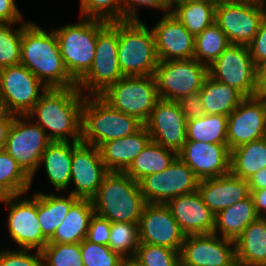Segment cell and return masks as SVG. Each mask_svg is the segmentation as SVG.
<instances>
[{"mask_svg": "<svg viewBox=\"0 0 266 266\" xmlns=\"http://www.w3.org/2000/svg\"><path fill=\"white\" fill-rule=\"evenodd\" d=\"M94 215L91 199H78L70 208L63 222L48 243H81L87 235L89 222Z\"/></svg>", "mask_w": 266, "mask_h": 266, "instance_id": "4316f807", "label": "cell"}, {"mask_svg": "<svg viewBox=\"0 0 266 266\" xmlns=\"http://www.w3.org/2000/svg\"><path fill=\"white\" fill-rule=\"evenodd\" d=\"M215 9L213 3L171 2L170 12L196 36L215 22Z\"/></svg>", "mask_w": 266, "mask_h": 266, "instance_id": "836d02e7", "label": "cell"}, {"mask_svg": "<svg viewBox=\"0 0 266 266\" xmlns=\"http://www.w3.org/2000/svg\"><path fill=\"white\" fill-rule=\"evenodd\" d=\"M257 95L266 96V59L256 64Z\"/></svg>", "mask_w": 266, "mask_h": 266, "instance_id": "816d5d0a", "label": "cell"}, {"mask_svg": "<svg viewBox=\"0 0 266 266\" xmlns=\"http://www.w3.org/2000/svg\"><path fill=\"white\" fill-rule=\"evenodd\" d=\"M139 242L181 251L185 234L172 216L169 207L161 203H146L138 223Z\"/></svg>", "mask_w": 266, "mask_h": 266, "instance_id": "ac0fdd59", "label": "cell"}, {"mask_svg": "<svg viewBox=\"0 0 266 266\" xmlns=\"http://www.w3.org/2000/svg\"><path fill=\"white\" fill-rule=\"evenodd\" d=\"M151 30L159 61L194 58L195 36L171 12L164 13Z\"/></svg>", "mask_w": 266, "mask_h": 266, "instance_id": "7402d4cb", "label": "cell"}, {"mask_svg": "<svg viewBox=\"0 0 266 266\" xmlns=\"http://www.w3.org/2000/svg\"><path fill=\"white\" fill-rule=\"evenodd\" d=\"M122 4V21L123 20H139L137 6L150 7L161 10L165 13L170 12L171 0H121Z\"/></svg>", "mask_w": 266, "mask_h": 266, "instance_id": "f6af8a7d", "label": "cell"}, {"mask_svg": "<svg viewBox=\"0 0 266 266\" xmlns=\"http://www.w3.org/2000/svg\"><path fill=\"white\" fill-rule=\"evenodd\" d=\"M241 0H212V3L215 6L221 5V4H228V3H235Z\"/></svg>", "mask_w": 266, "mask_h": 266, "instance_id": "9f6ffc18", "label": "cell"}, {"mask_svg": "<svg viewBox=\"0 0 266 266\" xmlns=\"http://www.w3.org/2000/svg\"><path fill=\"white\" fill-rule=\"evenodd\" d=\"M177 157V154L154 141H150L134 159L125 173L139 182L143 177L165 170Z\"/></svg>", "mask_w": 266, "mask_h": 266, "instance_id": "d6a6232c", "label": "cell"}, {"mask_svg": "<svg viewBox=\"0 0 266 266\" xmlns=\"http://www.w3.org/2000/svg\"><path fill=\"white\" fill-rule=\"evenodd\" d=\"M14 119V115L0 107V150L4 148L9 127Z\"/></svg>", "mask_w": 266, "mask_h": 266, "instance_id": "f907efd6", "label": "cell"}, {"mask_svg": "<svg viewBox=\"0 0 266 266\" xmlns=\"http://www.w3.org/2000/svg\"><path fill=\"white\" fill-rule=\"evenodd\" d=\"M84 99L77 87L48 88L26 116L38 124L51 141H81Z\"/></svg>", "mask_w": 266, "mask_h": 266, "instance_id": "6da1fadb", "label": "cell"}, {"mask_svg": "<svg viewBox=\"0 0 266 266\" xmlns=\"http://www.w3.org/2000/svg\"><path fill=\"white\" fill-rule=\"evenodd\" d=\"M122 77L118 63V21L109 22L97 34L93 63L77 88L82 94L86 90L89 96H99Z\"/></svg>", "mask_w": 266, "mask_h": 266, "instance_id": "ba28073f", "label": "cell"}, {"mask_svg": "<svg viewBox=\"0 0 266 266\" xmlns=\"http://www.w3.org/2000/svg\"><path fill=\"white\" fill-rule=\"evenodd\" d=\"M205 114L229 116L245 98L235 88L221 83L209 75L199 91Z\"/></svg>", "mask_w": 266, "mask_h": 266, "instance_id": "f546056e", "label": "cell"}, {"mask_svg": "<svg viewBox=\"0 0 266 266\" xmlns=\"http://www.w3.org/2000/svg\"><path fill=\"white\" fill-rule=\"evenodd\" d=\"M84 266H121L123 258L114 253L109 246L88 241L80 243Z\"/></svg>", "mask_w": 266, "mask_h": 266, "instance_id": "7bdbcfd3", "label": "cell"}, {"mask_svg": "<svg viewBox=\"0 0 266 266\" xmlns=\"http://www.w3.org/2000/svg\"><path fill=\"white\" fill-rule=\"evenodd\" d=\"M171 2H206V3H212V0H171Z\"/></svg>", "mask_w": 266, "mask_h": 266, "instance_id": "6f0895ef", "label": "cell"}, {"mask_svg": "<svg viewBox=\"0 0 266 266\" xmlns=\"http://www.w3.org/2000/svg\"><path fill=\"white\" fill-rule=\"evenodd\" d=\"M259 2H260V5L264 11V14L266 15V8H265L266 0H259Z\"/></svg>", "mask_w": 266, "mask_h": 266, "instance_id": "91938a15", "label": "cell"}, {"mask_svg": "<svg viewBox=\"0 0 266 266\" xmlns=\"http://www.w3.org/2000/svg\"><path fill=\"white\" fill-rule=\"evenodd\" d=\"M235 260L249 266H266V231L263 216L251 222L235 241Z\"/></svg>", "mask_w": 266, "mask_h": 266, "instance_id": "f1b7e54d", "label": "cell"}, {"mask_svg": "<svg viewBox=\"0 0 266 266\" xmlns=\"http://www.w3.org/2000/svg\"><path fill=\"white\" fill-rule=\"evenodd\" d=\"M20 195L0 198L8 209L7 229L9 237L19 248L41 251L48 239L42 234L37 215V193L31 198Z\"/></svg>", "mask_w": 266, "mask_h": 266, "instance_id": "4fadbf2b", "label": "cell"}, {"mask_svg": "<svg viewBox=\"0 0 266 266\" xmlns=\"http://www.w3.org/2000/svg\"><path fill=\"white\" fill-rule=\"evenodd\" d=\"M260 216L257 214L253 199L249 195L215 215L214 234L236 241L244 229ZM220 232V233H218Z\"/></svg>", "mask_w": 266, "mask_h": 266, "instance_id": "83f0119b", "label": "cell"}, {"mask_svg": "<svg viewBox=\"0 0 266 266\" xmlns=\"http://www.w3.org/2000/svg\"><path fill=\"white\" fill-rule=\"evenodd\" d=\"M108 173L99 148L82 141L73 142L70 182L75 189L69 194L79 199H92Z\"/></svg>", "mask_w": 266, "mask_h": 266, "instance_id": "e0dca14e", "label": "cell"}, {"mask_svg": "<svg viewBox=\"0 0 266 266\" xmlns=\"http://www.w3.org/2000/svg\"><path fill=\"white\" fill-rule=\"evenodd\" d=\"M121 266H143L135 257L123 258Z\"/></svg>", "mask_w": 266, "mask_h": 266, "instance_id": "11a10c76", "label": "cell"}, {"mask_svg": "<svg viewBox=\"0 0 266 266\" xmlns=\"http://www.w3.org/2000/svg\"><path fill=\"white\" fill-rule=\"evenodd\" d=\"M94 214L110 222L138 224L146 204L139 182L125 172H109L91 199Z\"/></svg>", "mask_w": 266, "mask_h": 266, "instance_id": "3957f363", "label": "cell"}, {"mask_svg": "<svg viewBox=\"0 0 266 266\" xmlns=\"http://www.w3.org/2000/svg\"><path fill=\"white\" fill-rule=\"evenodd\" d=\"M199 179L179 157L162 172L143 177L140 191L146 203L166 204L177 196L198 190Z\"/></svg>", "mask_w": 266, "mask_h": 266, "instance_id": "5bb4252c", "label": "cell"}, {"mask_svg": "<svg viewBox=\"0 0 266 266\" xmlns=\"http://www.w3.org/2000/svg\"><path fill=\"white\" fill-rule=\"evenodd\" d=\"M208 75V67L195 58L159 61L154 72L160 99L177 101L199 92Z\"/></svg>", "mask_w": 266, "mask_h": 266, "instance_id": "30bf717a", "label": "cell"}, {"mask_svg": "<svg viewBox=\"0 0 266 266\" xmlns=\"http://www.w3.org/2000/svg\"><path fill=\"white\" fill-rule=\"evenodd\" d=\"M80 17L106 22L122 21L121 0H80Z\"/></svg>", "mask_w": 266, "mask_h": 266, "instance_id": "b9f144b4", "label": "cell"}, {"mask_svg": "<svg viewBox=\"0 0 266 266\" xmlns=\"http://www.w3.org/2000/svg\"><path fill=\"white\" fill-rule=\"evenodd\" d=\"M266 136V96L245 97L228 116L229 150Z\"/></svg>", "mask_w": 266, "mask_h": 266, "instance_id": "2e32d148", "label": "cell"}, {"mask_svg": "<svg viewBox=\"0 0 266 266\" xmlns=\"http://www.w3.org/2000/svg\"><path fill=\"white\" fill-rule=\"evenodd\" d=\"M228 116L204 114L187 120V140L227 144Z\"/></svg>", "mask_w": 266, "mask_h": 266, "instance_id": "e575fe53", "label": "cell"}, {"mask_svg": "<svg viewBox=\"0 0 266 266\" xmlns=\"http://www.w3.org/2000/svg\"><path fill=\"white\" fill-rule=\"evenodd\" d=\"M263 226H264L265 231H266V216H263Z\"/></svg>", "mask_w": 266, "mask_h": 266, "instance_id": "94428289", "label": "cell"}, {"mask_svg": "<svg viewBox=\"0 0 266 266\" xmlns=\"http://www.w3.org/2000/svg\"><path fill=\"white\" fill-rule=\"evenodd\" d=\"M143 266H179L180 252L157 245L140 243L134 256Z\"/></svg>", "mask_w": 266, "mask_h": 266, "instance_id": "60d3db41", "label": "cell"}, {"mask_svg": "<svg viewBox=\"0 0 266 266\" xmlns=\"http://www.w3.org/2000/svg\"><path fill=\"white\" fill-rule=\"evenodd\" d=\"M72 155L71 141H51L42 154L39 167L45 166L48 181L58 192L71 184Z\"/></svg>", "mask_w": 266, "mask_h": 266, "instance_id": "484cf974", "label": "cell"}, {"mask_svg": "<svg viewBox=\"0 0 266 266\" xmlns=\"http://www.w3.org/2000/svg\"><path fill=\"white\" fill-rule=\"evenodd\" d=\"M264 15L259 0H241L216 6L215 23L230 44L248 45L257 34Z\"/></svg>", "mask_w": 266, "mask_h": 266, "instance_id": "9a60e30c", "label": "cell"}, {"mask_svg": "<svg viewBox=\"0 0 266 266\" xmlns=\"http://www.w3.org/2000/svg\"><path fill=\"white\" fill-rule=\"evenodd\" d=\"M249 190H260L266 188V167L259 170L248 180Z\"/></svg>", "mask_w": 266, "mask_h": 266, "instance_id": "db71d44e", "label": "cell"}, {"mask_svg": "<svg viewBox=\"0 0 266 266\" xmlns=\"http://www.w3.org/2000/svg\"><path fill=\"white\" fill-rule=\"evenodd\" d=\"M24 22L23 15L14 0H0V23Z\"/></svg>", "mask_w": 266, "mask_h": 266, "instance_id": "681fc988", "label": "cell"}, {"mask_svg": "<svg viewBox=\"0 0 266 266\" xmlns=\"http://www.w3.org/2000/svg\"><path fill=\"white\" fill-rule=\"evenodd\" d=\"M32 249L17 250L1 249L0 266H43L42 253L36 250L34 254L28 253Z\"/></svg>", "mask_w": 266, "mask_h": 266, "instance_id": "ee69618b", "label": "cell"}, {"mask_svg": "<svg viewBox=\"0 0 266 266\" xmlns=\"http://www.w3.org/2000/svg\"><path fill=\"white\" fill-rule=\"evenodd\" d=\"M50 142L45 131L28 116H14L3 149L18 162L33 182L42 154Z\"/></svg>", "mask_w": 266, "mask_h": 266, "instance_id": "9c48e42d", "label": "cell"}, {"mask_svg": "<svg viewBox=\"0 0 266 266\" xmlns=\"http://www.w3.org/2000/svg\"><path fill=\"white\" fill-rule=\"evenodd\" d=\"M208 75L235 88L244 97L257 96L256 65L250 55L248 45H229L208 66Z\"/></svg>", "mask_w": 266, "mask_h": 266, "instance_id": "7c38bea8", "label": "cell"}, {"mask_svg": "<svg viewBox=\"0 0 266 266\" xmlns=\"http://www.w3.org/2000/svg\"><path fill=\"white\" fill-rule=\"evenodd\" d=\"M198 191L204 204L216 215L250 195L248 181L231 172L199 181Z\"/></svg>", "mask_w": 266, "mask_h": 266, "instance_id": "cb8c5ba5", "label": "cell"}, {"mask_svg": "<svg viewBox=\"0 0 266 266\" xmlns=\"http://www.w3.org/2000/svg\"><path fill=\"white\" fill-rule=\"evenodd\" d=\"M41 253L43 266H84L80 243H48Z\"/></svg>", "mask_w": 266, "mask_h": 266, "instance_id": "ab89813d", "label": "cell"}, {"mask_svg": "<svg viewBox=\"0 0 266 266\" xmlns=\"http://www.w3.org/2000/svg\"><path fill=\"white\" fill-rule=\"evenodd\" d=\"M235 261V241L217 234L185 236L180 251L181 266H229Z\"/></svg>", "mask_w": 266, "mask_h": 266, "instance_id": "ffe728a7", "label": "cell"}, {"mask_svg": "<svg viewBox=\"0 0 266 266\" xmlns=\"http://www.w3.org/2000/svg\"><path fill=\"white\" fill-rule=\"evenodd\" d=\"M166 205L186 236L213 233L215 215L204 204L198 190L170 199Z\"/></svg>", "mask_w": 266, "mask_h": 266, "instance_id": "603a6c76", "label": "cell"}, {"mask_svg": "<svg viewBox=\"0 0 266 266\" xmlns=\"http://www.w3.org/2000/svg\"><path fill=\"white\" fill-rule=\"evenodd\" d=\"M158 62L152 30L140 19L118 21V63L122 75H154Z\"/></svg>", "mask_w": 266, "mask_h": 266, "instance_id": "8992f818", "label": "cell"}, {"mask_svg": "<svg viewBox=\"0 0 266 266\" xmlns=\"http://www.w3.org/2000/svg\"><path fill=\"white\" fill-rule=\"evenodd\" d=\"M46 89L22 64L0 69V106L14 116H26Z\"/></svg>", "mask_w": 266, "mask_h": 266, "instance_id": "8fae6325", "label": "cell"}, {"mask_svg": "<svg viewBox=\"0 0 266 266\" xmlns=\"http://www.w3.org/2000/svg\"><path fill=\"white\" fill-rule=\"evenodd\" d=\"M31 177L4 149L0 150V198L27 194Z\"/></svg>", "mask_w": 266, "mask_h": 266, "instance_id": "d590c367", "label": "cell"}, {"mask_svg": "<svg viewBox=\"0 0 266 266\" xmlns=\"http://www.w3.org/2000/svg\"><path fill=\"white\" fill-rule=\"evenodd\" d=\"M111 222L94 214L89 222L86 239L90 242L107 245L110 240Z\"/></svg>", "mask_w": 266, "mask_h": 266, "instance_id": "bcb514c9", "label": "cell"}, {"mask_svg": "<svg viewBox=\"0 0 266 266\" xmlns=\"http://www.w3.org/2000/svg\"><path fill=\"white\" fill-rule=\"evenodd\" d=\"M20 64L47 88L77 87L64 64L54 30L46 32L32 21L23 22Z\"/></svg>", "mask_w": 266, "mask_h": 266, "instance_id": "7a4b0ae2", "label": "cell"}, {"mask_svg": "<svg viewBox=\"0 0 266 266\" xmlns=\"http://www.w3.org/2000/svg\"><path fill=\"white\" fill-rule=\"evenodd\" d=\"M229 45L227 36L214 22L195 36L194 58L208 67Z\"/></svg>", "mask_w": 266, "mask_h": 266, "instance_id": "8d00e7d4", "label": "cell"}, {"mask_svg": "<svg viewBox=\"0 0 266 266\" xmlns=\"http://www.w3.org/2000/svg\"><path fill=\"white\" fill-rule=\"evenodd\" d=\"M144 126L138 118L111 107L100 96L85 94L81 141L99 148L103 143L132 135Z\"/></svg>", "mask_w": 266, "mask_h": 266, "instance_id": "277c9868", "label": "cell"}, {"mask_svg": "<svg viewBox=\"0 0 266 266\" xmlns=\"http://www.w3.org/2000/svg\"><path fill=\"white\" fill-rule=\"evenodd\" d=\"M144 126L152 141L176 154L187 140V119L176 101L159 99Z\"/></svg>", "mask_w": 266, "mask_h": 266, "instance_id": "d6986e66", "label": "cell"}, {"mask_svg": "<svg viewBox=\"0 0 266 266\" xmlns=\"http://www.w3.org/2000/svg\"><path fill=\"white\" fill-rule=\"evenodd\" d=\"M248 49L255 65L266 59V15L261 19L258 32L248 44Z\"/></svg>", "mask_w": 266, "mask_h": 266, "instance_id": "c3c4849f", "label": "cell"}, {"mask_svg": "<svg viewBox=\"0 0 266 266\" xmlns=\"http://www.w3.org/2000/svg\"><path fill=\"white\" fill-rule=\"evenodd\" d=\"M229 266H249V265L244 264L242 262H239V261L235 260Z\"/></svg>", "mask_w": 266, "mask_h": 266, "instance_id": "680465c9", "label": "cell"}, {"mask_svg": "<svg viewBox=\"0 0 266 266\" xmlns=\"http://www.w3.org/2000/svg\"><path fill=\"white\" fill-rule=\"evenodd\" d=\"M177 157L188 165L199 180L230 172V150L227 144L186 140Z\"/></svg>", "mask_w": 266, "mask_h": 266, "instance_id": "44dd1931", "label": "cell"}, {"mask_svg": "<svg viewBox=\"0 0 266 266\" xmlns=\"http://www.w3.org/2000/svg\"><path fill=\"white\" fill-rule=\"evenodd\" d=\"M99 96L111 107L143 123L160 99L154 75L123 76Z\"/></svg>", "mask_w": 266, "mask_h": 266, "instance_id": "52a82bcc", "label": "cell"}, {"mask_svg": "<svg viewBox=\"0 0 266 266\" xmlns=\"http://www.w3.org/2000/svg\"><path fill=\"white\" fill-rule=\"evenodd\" d=\"M250 196L256 212L259 216H266V188L260 190H250Z\"/></svg>", "mask_w": 266, "mask_h": 266, "instance_id": "f5cc1de1", "label": "cell"}, {"mask_svg": "<svg viewBox=\"0 0 266 266\" xmlns=\"http://www.w3.org/2000/svg\"><path fill=\"white\" fill-rule=\"evenodd\" d=\"M79 198L68 194L57 196L53 192L45 194L37 192V215L42 234L49 240L55 230L65 219L72 205Z\"/></svg>", "mask_w": 266, "mask_h": 266, "instance_id": "4dcf8cb0", "label": "cell"}, {"mask_svg": "<svg viewBox=\"0 0 266 266\" xmlns=\"http://www.w3.org/2000/svg\"><path fill=\"white\" fill-rule=\"evenodd\" d=\"M176 102L187 120L198 118L205 114V108L199 92L179 98Z\"/></svg>", "mask_w": 266, "mask_h": 266, "instance_id": "7dc6e473", "label": "cell"}, {"mask_svg": "<svg viewBox=\"0 0 266 266\" xmlns=\"http://www.w3.org/2000/svg\"><path fill=\"white\" fill-rule=\"evenodd\" d=\"M18 23H0V69L19 65L21 62V41L23 22L20 27L12 29Z\"/></svg>", "mask_w": 266, "mask_h": 266, "instance_id": "f35d334b", "label": "cell"}, {"mask_svg": "<svg viewBox=\"0 0 266 266\" xmlns=\"http://www.w3.org/2000/svg\"><path fill=\"white\" fill-rule=\"evenodd\" d=\"M266 167V138L237 146L230 150V172L248 180Z\"/></svg>", "mask_w": 266, "mask_h": 266, "instance_id": "1f68e13d", "label": "cell"}, {"mask_svg": "<svg viewBox=\"0 0 266 266\" xmlns=\"http://www.w3.org/2000/svg\"><path fill=\"white\" fill-rule=\"evenodd\" d=\"M139 244L138 224L111 222L108 246L114 253L122 258H132Z\"/></svg>", "mask_w": 266, "mask_h": 266, "instance_id": "74e56055", "label": "cell"}, {"mask_svg": "<svg viewBox=\"0 0 266 266\" xmlns=\"http://www.w3.org/2000/svg\"><path fill=\"white\" fill-rule=\"evenodd\" d=\"M108 23L99 19L81 17L77 23L53 29L64 64L77 83L90 70L95 57L97 34Z\"/></svg>", "mask_w": 266, "mask_h": 266, "instance_id": "5b68a950", "label": "cell"}, {"mask_svg": "<svg viewBox=\"0 0 266 266\" xmlns=\"http://www.w3.org/2000/svg\"><path fill=\"white\" fill-rule=\"evenodd\" d=\"M150 141L143 126L132 135L103 143L99 147L102 161L109 172H125Z\"/></svg>", "mask_w": 266, "mask_h": 266, "instance_id": "d4e9b609", "label": "cell"}]
</instances>
